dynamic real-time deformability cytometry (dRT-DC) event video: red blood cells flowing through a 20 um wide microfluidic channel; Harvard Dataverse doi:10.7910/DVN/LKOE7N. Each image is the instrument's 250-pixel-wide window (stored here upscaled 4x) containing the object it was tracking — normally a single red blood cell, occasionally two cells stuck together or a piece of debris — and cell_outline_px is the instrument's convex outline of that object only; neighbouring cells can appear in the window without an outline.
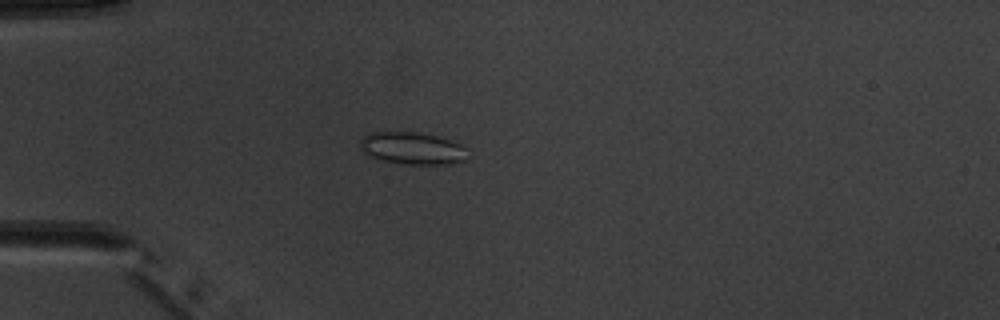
{"species": "common noctule bat (a hibernating species)", "species_latin": "Nyctalus noctula", "temperature_condition": "warm", "stored_images_in_passage": 6, "camera_frame_rate_fps": 3000, "um_per_image_px": 0.085, "animal": {"sex": "male", "body_mass_g": 20.1, "forearm_length_mm": 53.5}, "frame": {"image": 1, "passage_image": 5, "time_ms": 4.667, "image_size_px": [1000, 320], "cell_outline_px": [[468, 148], [464, 160], [448, 164], [404, 164], [384, 160], [372, 156], [364, 152], [360, 148], [360, 136], [372, 132], [412, 132], [436, 136], [460, 144]], "centroid_in_image_um": [35.03, 12.6], "position_along_channel_um": 50.0, "area_um2": 19.94}}